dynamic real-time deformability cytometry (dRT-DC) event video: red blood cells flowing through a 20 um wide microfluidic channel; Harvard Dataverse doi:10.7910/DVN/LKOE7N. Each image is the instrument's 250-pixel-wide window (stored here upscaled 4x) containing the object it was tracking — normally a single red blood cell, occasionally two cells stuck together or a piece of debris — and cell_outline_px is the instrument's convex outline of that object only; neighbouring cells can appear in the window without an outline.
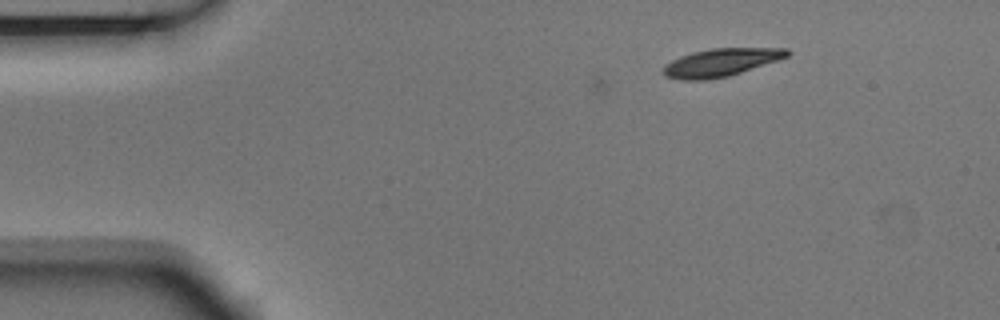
{"species": "Egyptian fruit bat (a non-hibernating species)", "species_latin": "Rousettus aegyptiacus", "temperature_condition": "room temperature", "stored_images_in_passage": 6, "camera_frame_rate_fps": 3000, "um_per_image_px": 0.085, "animal": {"sex": "male"}, "frame": {"image": 1, "passage_image": 3, "time_ms": 0.667, "image_size_px": [1000, 320], "cell_outline_px": [[792, 52], [788, 56], [728, 76], [704, 80], [680, 80], [664, 76], [664, 64], [680, 56], [692, 52], [712, 48], [788, 48]], "centroid_in_image_um": [61.24, 5.3], "position_along_channel_um": 23.8, "area_um2": 19.94}}
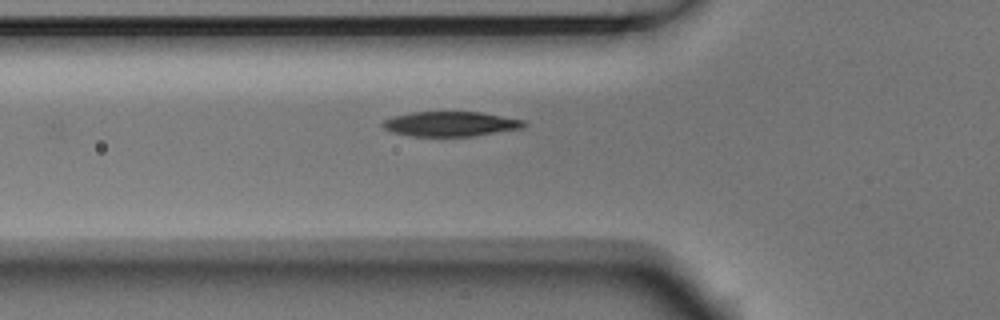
{"frame": {"image": 2, "passage_image": 6, "time_ms": 1.667, "image_size_px": [1000, 320], "cell_outline_px": [[528, 124], [524, 128], [472, 136], [412, 136], [392, 132], [384, 128], [380, 124], [384, 120], [396, 116], [412, 112], [480, 112], [524, 120]], "centroid_in_image_um": [38.32, 10.53], "position_along_channel_um": 87.5, "area_um2": 20.35}}